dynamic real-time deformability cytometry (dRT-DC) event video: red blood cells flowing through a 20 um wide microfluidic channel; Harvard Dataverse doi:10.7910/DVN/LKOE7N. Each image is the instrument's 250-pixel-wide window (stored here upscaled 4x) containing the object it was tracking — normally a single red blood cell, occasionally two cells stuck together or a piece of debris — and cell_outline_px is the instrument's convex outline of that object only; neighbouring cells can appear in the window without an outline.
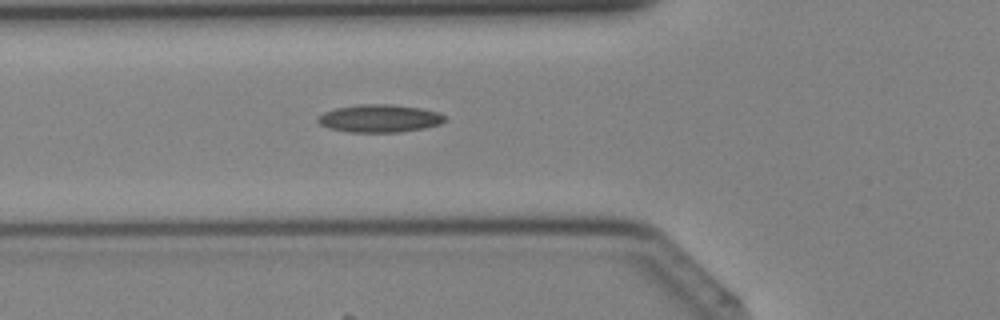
{"species": "Egyptian fruit bat (a non-hibernating species)", "species_latin": "Rousettus aegyptiacus", "temperature_condition": "cold", "stored_images_in_passage": 28, "camera_frame_rate_fps": 3000, "um_per_image_px": 0.085, "animal": {"sex": "female"}, "frame": {"image": 1, "passage_image": 3, "time_ms": 0.667, "image_size_px": [1000, 320], "cell_outline_px": [[448, 120], [440, 124], [424, 128], [400, 132], [348, 132], [328, 128], [320, 124], [316, 120], [324, 112], [336, 108], [360, 104], [392, 104], [420, 108], [440, 112], [448, 116]], "centroid_in_image_um": [32.32, 10.06], "position_along_channel_um": 93.5, "area_um2": 20.75}}
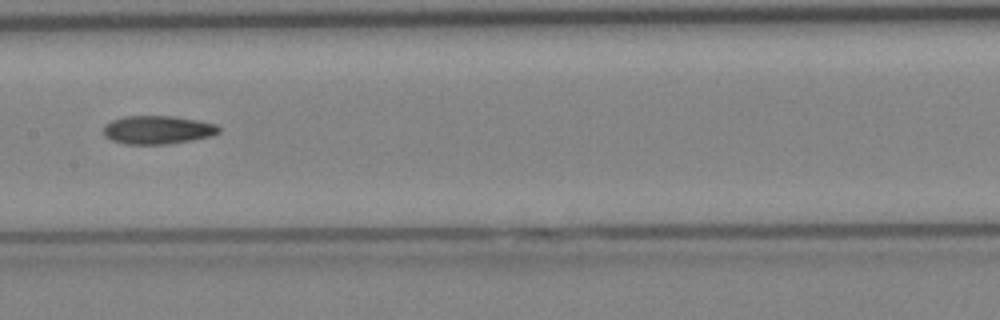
{"frame": {"image": 2, "passage_image": 9, "time_ms": 2.667, "image_size_px": [1000, 320], "cell_outline_px": [[220, 132], [212, 136], [192, 140], [168, 144], [124, 144], [112, 140], [104, 136], [104, 124], [112, 120], [124, 116], [172, 116], [200, 120], [216, 124], [220, 128]], "centroid_in_image_um": [13.41, 11.03], "position_along_channel_um": 194.0, "area_um2": 19.25}}
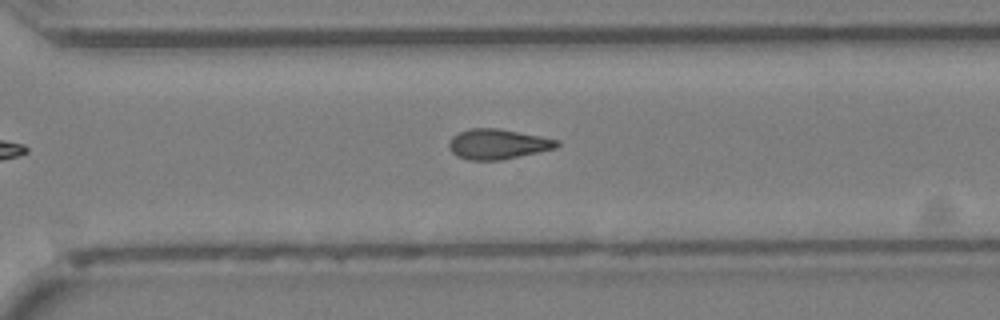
{"frame": {"image": 3, "passage_image": 17, "time_ms": 5.333, "image_size_px": [1000, 320], "cell_outline_px": [[560, 144], [556, 148], [500, 160], [468, 160], [456, 156], [448, 148], [448, 144], [452, 136], [468, 128], [496, 128], [540, 136], [560, 140]], "centroid_in_image_um": [42.28, 12.25], "position_along_channel_um": 328.3, "area_um2": 18.9}}